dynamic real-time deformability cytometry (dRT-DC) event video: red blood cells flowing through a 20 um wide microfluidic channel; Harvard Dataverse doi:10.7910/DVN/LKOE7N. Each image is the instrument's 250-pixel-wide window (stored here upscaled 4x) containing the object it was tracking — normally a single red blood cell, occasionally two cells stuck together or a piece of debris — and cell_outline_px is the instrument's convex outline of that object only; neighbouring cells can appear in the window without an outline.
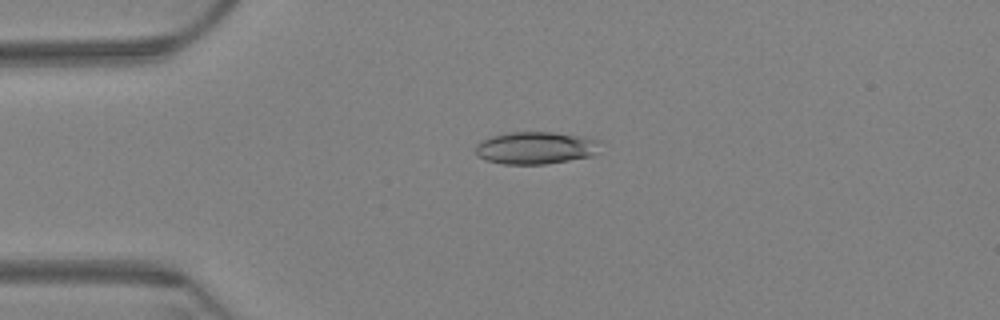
{"species": "Egyptian fruit bat (a non-hibernating species)", "species_latin": "Rousettus aegyptiacus", "temperature_condition": "warm", "stored_images_in_passage": 3, "camera_frame_rate_fps": 3000, "um_per_image_px": 0.085, "animal": {"sex": "female"}, "frame": {"image": 1, "passage_image": 2, "time_ms": 0.333, "image_size_px": [1000, 320], "cell_outline_px": [[604, 140], [596, 152], [592, 156], [544, 164], [504, 164], [484, 160], [476, 156], [476, 144], [488, 136], [508, 132], [552, 132], [584, 136]], "centroid_in_image_um": [45.54, 12.56], "position_along_channel_um": 39.5, "area_um2": 23.93}}